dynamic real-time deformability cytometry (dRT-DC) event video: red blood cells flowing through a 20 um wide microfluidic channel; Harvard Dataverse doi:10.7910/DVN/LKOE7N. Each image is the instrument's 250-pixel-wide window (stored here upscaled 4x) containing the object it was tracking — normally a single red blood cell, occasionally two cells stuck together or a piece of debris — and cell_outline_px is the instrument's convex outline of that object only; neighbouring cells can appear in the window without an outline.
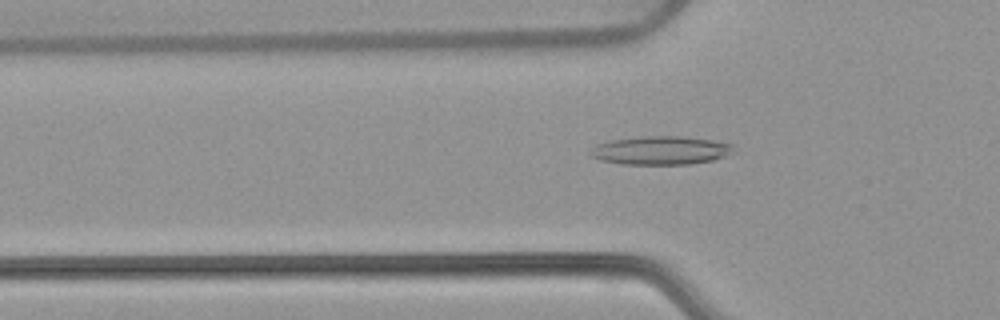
{"species": "common noctule bat (a hibernating species)", "species_latin": "Nyctalus noctula", "temperature_condition": "warm", "stored_images_in_passage": 50, "camera_frame_rate_fps": 3000, "um_per_image_px": 0.085, "animal": {"sex": "female", "body_mass_g": 22.7, "forearm_length_mm": 54.2}, "frame": {"image": 1, "passage_image": 14, "time_ms": 4.333, "image_size_px": [1000, 320], "cell_outline_px": [[736, 152], [712, 160], [688, 164], [620, 164], [600, 160], [588, 156], [588, 152], [596, 144], [612, 140], [640, 136], [684, 136], [712, 140], [732, 144]], "centroid_in_image_um": [56.13, 12.78], "position_along_channel_um": 69.7, "area_um2": 23.99}}
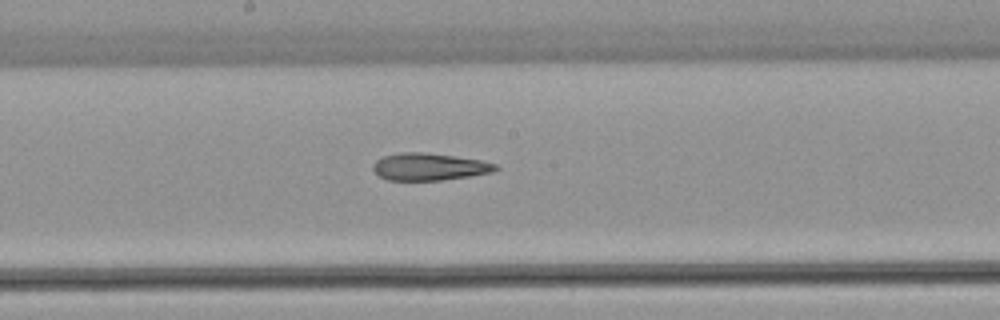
{"frame": {"image": 2, "passage_image": 25, "time_ms": 8.0, "image_size_px": [1000, 320], "cell_outline_px": [[500, 168], [492, 172], [472, 176], [440, 180], [388, 180], [380, 176], [372, 168], [372, 164], [376, 160], [384, 156], [400, 152], [420, 152], [452, 156], [480, 160], [496, 164]], "centroid_in_image_um": [36.48, 14.18], "position_along_channel_um": 211.7, "area_um2": 19.31}}
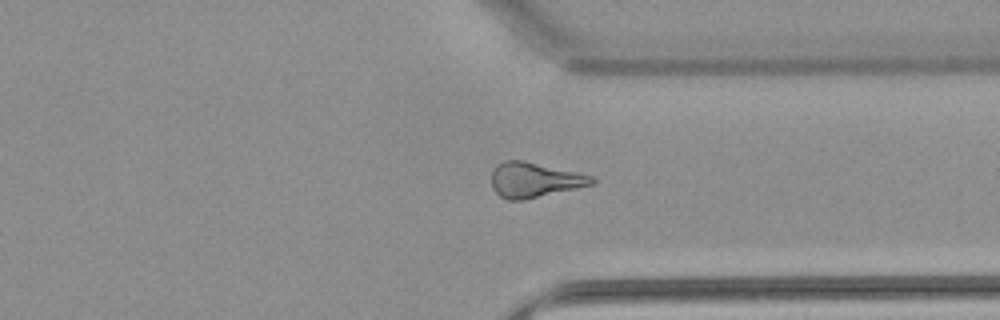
{"frame": {"image": 3, "passage_image": 37, "time_ms": 12.0, "image_size_px": [1000, 320], "cell_outline_px": [[596, 184], [524, 200], [508, 200], [500, 196], [492, 188], [492, 172], [496, 164], [504, 160], [524, 160], [576, 172], [592, 176], [596, 180]], "centroid_in_image_um": [45.43, 15.29], "position_along_channel_um": 366.0, "area_um2": 20.58}, "authors_computed_cell_mechanics": {"area_um2": 20.8947, "velocity_mm_per_s": 3.8626, "shape_relaxation_time_tau1_ms": null, "shape_relaxation_time_tau2_ms": 4.7568, "deformation_change_tau1": null, "deformation_change_tau2": 0.1843}}